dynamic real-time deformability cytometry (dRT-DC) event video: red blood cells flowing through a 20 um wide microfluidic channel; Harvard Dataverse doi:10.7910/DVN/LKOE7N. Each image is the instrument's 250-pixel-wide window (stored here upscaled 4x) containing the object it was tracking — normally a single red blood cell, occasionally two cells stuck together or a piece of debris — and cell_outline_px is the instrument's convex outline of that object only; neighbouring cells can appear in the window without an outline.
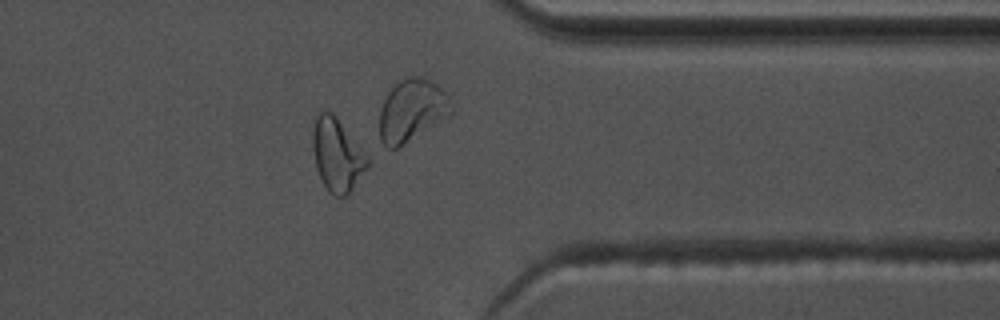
{"species": "common noctule bat (a hibernating species)", "species_latin": "Nyctalus noctula", "temperature_condition": "warm", "stored_images_in_passage": 46, "camera_frame_rate_fps": 3000, "um_per_image_px": 0.085, "animal": {"sex": "male", "body_mass_g": 17.5, "forearm_length_mm": 52.3}, "frame": {"image": 1, "passage_image": 40, "time_ms": 13.0, "image_size_px": [1000, 320], "cell_outline_px": [[368, 168], [352, 188], [344, 196], [332, 196], [328, 192], [316, 168], [312, 148], [312, 132], [316, 116], [320, 112], [332, 112], [336, 116], [360, 144], [368, 156]], "centroid_in_image_um": [28.65, 13.15], "position_along_channel_um": 382.7, "area_um2": 23.35}, "authors_computed_cell_mechanics": {"area_um2": 20.23, "velocity_mm_per_s": 3.713, "shape_relaxation_time_tau1_ms": 2.9425, "shape_relaxation_time_tau2_ms": 2.1888, "deformation_change_tau1": 0.2157, "deformation_change_tau2": 0.1079}}